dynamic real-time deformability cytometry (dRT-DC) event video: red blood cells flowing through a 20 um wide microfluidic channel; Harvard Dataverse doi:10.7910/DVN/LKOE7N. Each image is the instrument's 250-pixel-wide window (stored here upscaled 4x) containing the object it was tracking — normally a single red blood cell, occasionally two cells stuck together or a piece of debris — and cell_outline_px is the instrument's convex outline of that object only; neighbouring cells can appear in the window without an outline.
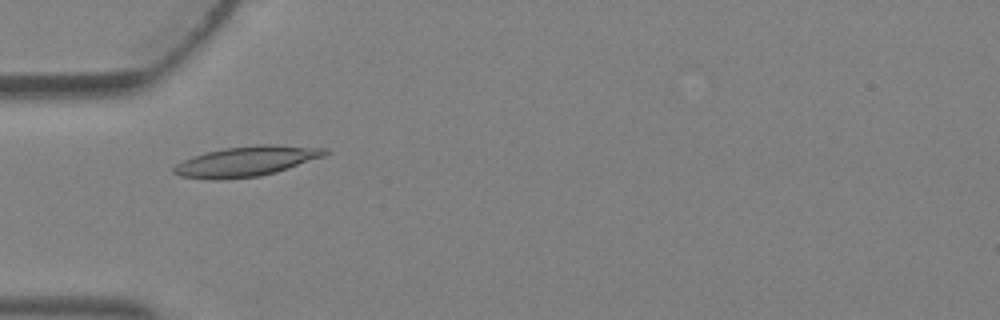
{"species": "Egyptian fruit bat (a non-hibernating species)", "species_latin": "Rousettus aegyptiacus", "temperature_condition": "warm", "stored_images_in_passage": 2, "camera_frame_rate_fps": 3000, "um_per_image_px": 0.085, "animal": {"sex": "female"}, "frame": {"image": 1, "passage_image": 2, "time_ms": 0.333, "image_size_px": [1000, 320], "cell_outline_px": [[332, 152], [324, 156], [276, 172], [260, 176], [220, 180], [212, 180], [180, 176], [172, 172], [172, 168], [176, 164], [192, 156], [204, 152], [224, 148], [260, 144], [268, 144], [328, 148]], "centroid_in_image_um": [20.93, 13.71], "position_along_channel_um": 64.1, "area_um2": 26.7}}